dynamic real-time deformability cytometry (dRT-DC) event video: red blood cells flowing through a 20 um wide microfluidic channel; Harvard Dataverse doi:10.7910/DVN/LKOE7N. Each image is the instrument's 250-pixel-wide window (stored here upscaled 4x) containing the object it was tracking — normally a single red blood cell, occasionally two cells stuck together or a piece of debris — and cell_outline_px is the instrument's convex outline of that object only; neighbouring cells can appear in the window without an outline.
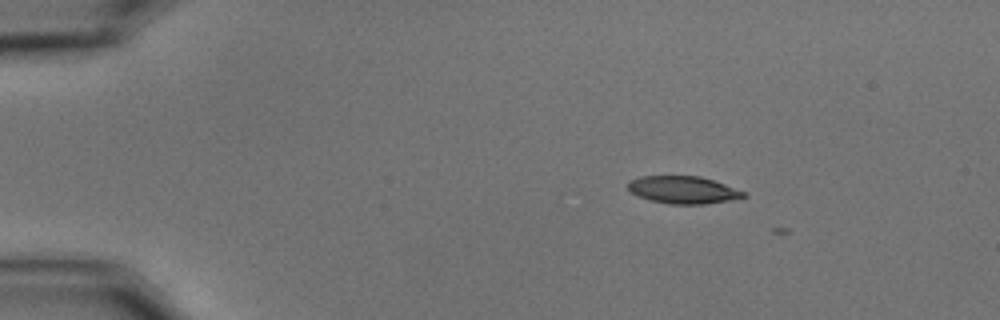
{"species": "common noctule bat (a hibernating species)", "species_latin": "Nyctalus noctula", "temperature_condition": "cold", "stored_images_in_passage": 3, "camera_frame_rate_fps": 3000, "um_per_image_px": 0.085, "animal": {"sex": "male", "body_mass_g": 15.6}, "frame": {"image": 1, "passage_image": 2, "time_ms": 0.333, "image_size_px": [1000, 320], "cell_outline_px": [[748, 196], [728, 200], [704, 204], [668, 204], [652, 200], [640, 196], [632, 192], [628, 188], [628, 180], [640, 176], [700, 176], [724, 184], [744, 192]], "centroid_in_image_um": [58.04, 16.13], "position_along_channel_um": 27.0, "area_um2": 18.21}}